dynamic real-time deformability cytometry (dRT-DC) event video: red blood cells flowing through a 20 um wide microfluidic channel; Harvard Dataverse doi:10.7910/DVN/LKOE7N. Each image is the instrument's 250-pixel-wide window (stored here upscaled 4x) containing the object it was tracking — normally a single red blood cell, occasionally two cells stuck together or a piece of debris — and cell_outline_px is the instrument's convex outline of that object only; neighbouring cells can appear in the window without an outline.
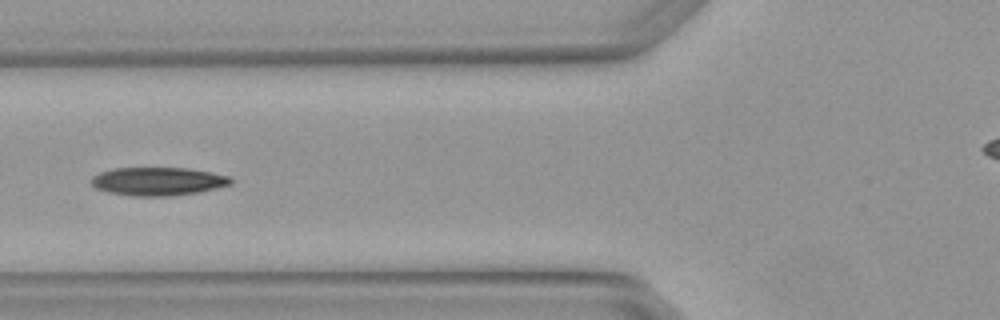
{"species": "Egyptian fruit bat (a non-hibernating species)", "species_latin": "Rousettus aegyptiacus", "temperature_condition": "warm", "stored_images_in_passage": 5, "camera_frame_rate_fps": 3000, "um_per_image_px": 0.085, "animal": {"sex": "female"}, "frame": {"image": 1, "passage_image": 4, "time_ms": 1.0, "image_size_px": [1000, 320], "cell_outline_px": [[232, 184], [200, 192], [168, 196], [132, 196], [108, 192], [96, 188], [92, 184], [92, 176], [100, 172], [112, 168], [188, 168], [228, 176], [232, 180]], "centroid_in_image_um": [13.41, 15.42], "position_along_channel_um": 112.4, "area_um2": 22.89}}